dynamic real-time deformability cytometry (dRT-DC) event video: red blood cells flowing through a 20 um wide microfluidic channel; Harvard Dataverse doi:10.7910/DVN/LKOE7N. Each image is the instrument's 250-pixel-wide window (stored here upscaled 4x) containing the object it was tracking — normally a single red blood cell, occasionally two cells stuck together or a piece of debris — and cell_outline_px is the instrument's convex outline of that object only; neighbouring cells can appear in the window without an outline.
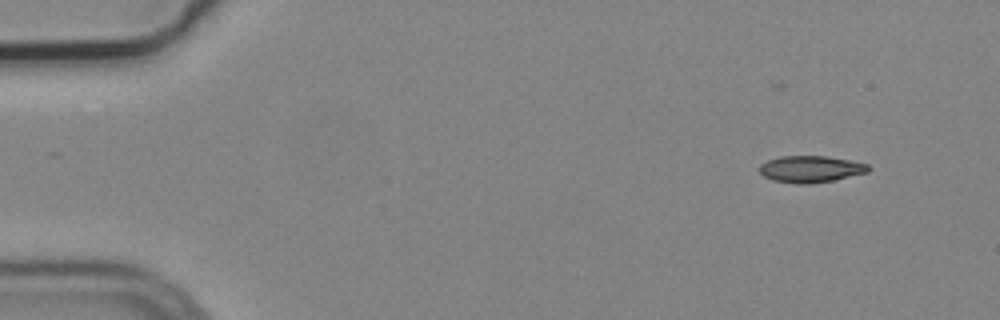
{"species": "common noctule bat (a hibernating species)", "species_latin": "Nyctalus noctula", "temperature_condition": "cold", "stored_images_in_passage": 4, "camera_frame_rate_fps": 3000, "um_per_image_px": 0.085, "animal": {"sex": "male", "body_mass_g": 19.2, "forearm_length_mm": 51.8}, "frame": {"image": 1, "passage_image": 1, "time_ms": 0.0, "image_size_px": [1000, 320], "cell_outline_px": [[872, 168], [868, 172], [832, 180], [808, 184], [796, 184], [772, 180], [764, 176], [760, 172], [760, 164], [768, 160], [780, 156], [828, 156], [868, 164]], "centroid_in_image_um": [68.9, 14.37], "position_along_channel_um": 16.1, "area_um2": 16.88}}
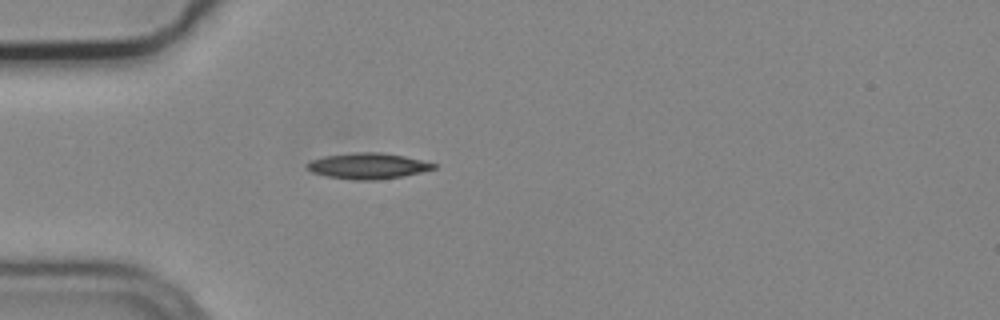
{"frame": {"image": 2, "passage_image": 4, "time_ms": 1.0, "image_size_px": [1000, 320], "cell_outline_px": [[436, 168], [404, 176], [376, 180], [356, 180], [328, 176], [312, 172], [304, 164], [312, 160], [324, 156], [352, 152], [380, 152], [404, 156], [436, 164]], "centroid_in_image_um": [31.25, 14.1], "position_along_channel_um": 53.7, "area_um2": 18.96}}